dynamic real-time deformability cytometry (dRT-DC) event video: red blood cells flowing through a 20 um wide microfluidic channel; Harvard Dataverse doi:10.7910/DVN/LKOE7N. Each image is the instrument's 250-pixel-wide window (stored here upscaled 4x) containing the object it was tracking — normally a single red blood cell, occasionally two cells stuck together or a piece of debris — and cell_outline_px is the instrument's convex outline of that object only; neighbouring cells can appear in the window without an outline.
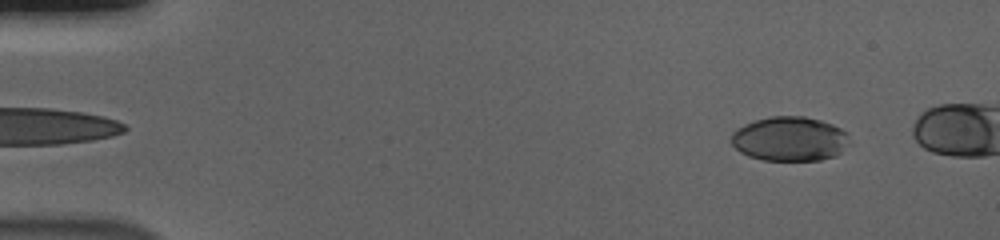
{"species": "human", "species_latin": "Homo sapiens", "temperature_condition": "cold", "stored_images_in_passage": 14, "camera_frame_rate_fps": 3000, "um_per_image_px": 0.085, "donor": {"sex": "male"}, "frame": {"image": 1, "passage_image": 3, "time_ms": 0.667, "image_size_px": [1000, 240], "cell_outline_px": [[848, 144], [836, 156], [820, 160], [764, 160], [748, 156], [740, 152], [728, 140], [732, 132], [744, 124], [768, 116], [804, 116], [820, 120], [832, 124], [840, 128], [848, 136]], "centroid_in_image_um": [67.08, 11.8], "position_along_channel_um": 17.9, "area_um2": 30.69}}